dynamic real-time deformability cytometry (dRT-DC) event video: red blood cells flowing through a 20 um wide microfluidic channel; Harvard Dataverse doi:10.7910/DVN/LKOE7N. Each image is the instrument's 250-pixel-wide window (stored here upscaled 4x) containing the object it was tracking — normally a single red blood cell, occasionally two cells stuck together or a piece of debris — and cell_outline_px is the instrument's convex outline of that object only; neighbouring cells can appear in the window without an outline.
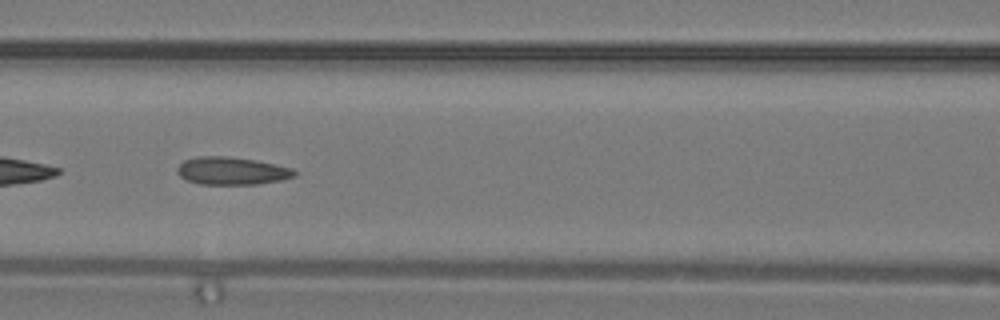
{"species": "common noctule bat (a hibernating species)", "species_latin": "Nyctalus noctula", "temperature_condition": "warm", "stored_images_in_passage": 37, "camera_frame_rate_fps": 3000, "um_per_image_px": 0.085, "animal": {"sex": "male", "body_mass_g": 19.2, "forearm_length_mm": 51.8}, "frame": {"image": 1, "passage_image": 17, "time_ms": 5.333, "image_size_px": [1000, 320], "cell_outline_px": [[296, 176], [280, 180], [256, 184], [200, 184], [188, 180], [180, 176], [176, 172], [176, 168], [184, 160], [196, 156], [228, 156], [256, 160], [276, 164], [292, 168], [296, 172]], "centroid_in_image_um": [19.69, 14.51], "position_along_channel_um": 146.9, "area_um2": 18.96}}
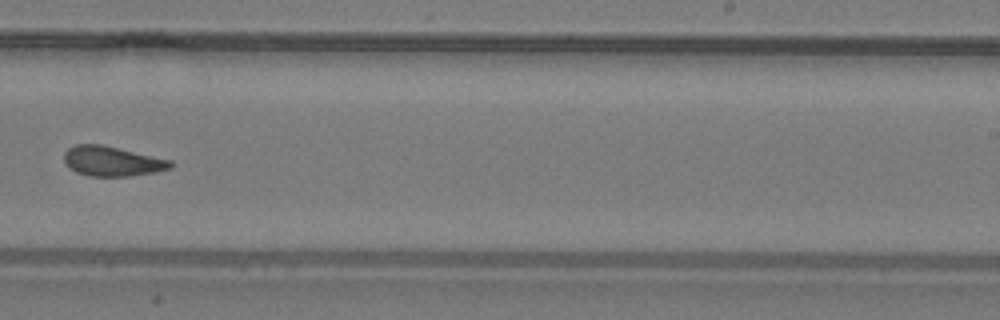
{"frame": {"image": 2, "passage_image": 24, "time_ms": 7.667, "image_size_px": [1000, 320], "cell_outline_px": [[172, 168], [156, 172], [128, 176], [88, 176], [76, 172], [68, 168], [64, 160], [64, 152], [68, 148], [76, 144], [100, 144], [172, 160]], "centroid_in_image_um": [9.51, 13.71], "position_along_channel_um": 279.5, "area_um2": 18.55}}
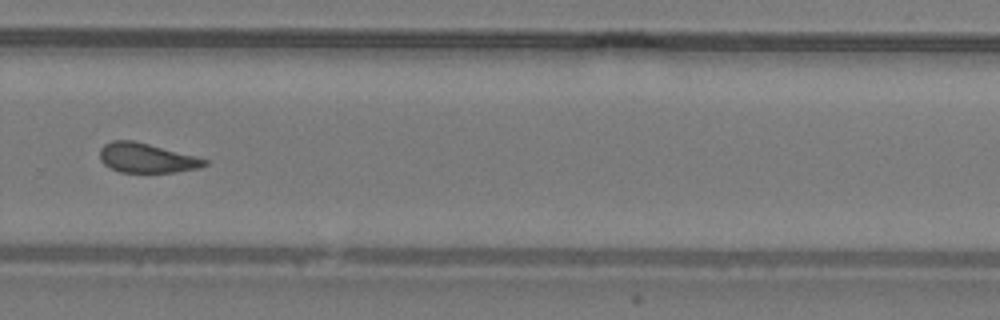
{"frame": {"image": 3, "passage_image": 26, "time_ms": 8.333, "image_size_px": [1000, 320], "cell_outline_px": [[208, 164], [200, 168], [176, 172], [120, 172], [104, 164], [100, 160], [100, 148], [104, 144], [112, 140], [132, 140], [196, 156], [208, 160]], "centroid_in_image_um": [12.47, 13.43], "position_along_channel_um": 317.3, "area_um2": 17.98}}